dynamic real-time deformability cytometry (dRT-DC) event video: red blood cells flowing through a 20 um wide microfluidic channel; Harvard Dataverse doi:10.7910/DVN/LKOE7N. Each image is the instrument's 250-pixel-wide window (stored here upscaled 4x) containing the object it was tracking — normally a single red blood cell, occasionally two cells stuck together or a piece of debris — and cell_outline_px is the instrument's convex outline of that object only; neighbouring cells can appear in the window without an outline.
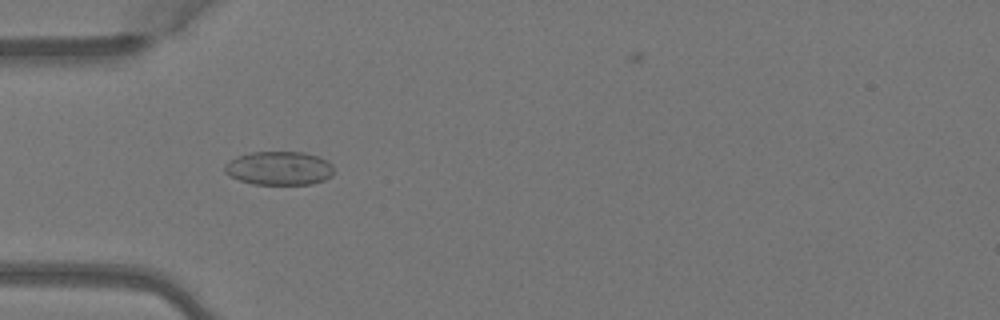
{"species": "Egyptian fruit bat (a non-hibernating species)", "species_latin": "Rousettus aegyptiacus", "temperature_condition": "warm", "stored_images_in_passage": 5, "camera_frame_rate_fps": 3000, "um_per_image_px": 0.085, "animal": {"sex": "female"}, "frame": {"image": 1, "passage_image": 4, "time_ms": 1.0, "image_size_px": [1000, 320], "cell_outline_px": [[336, 172], [332, 176], [324, 180], [312, 184], [252, 184], [240, 180], [224, 172], [224, 164], [228, 160], [236, 156], [252, 152], [304, 152], [320, 156], [328, 160], [332, 164]], "centroid_in_image_um": [23.76, 14.29], "position_along_channel_um": 61.2, "area_um2": 21.79}}
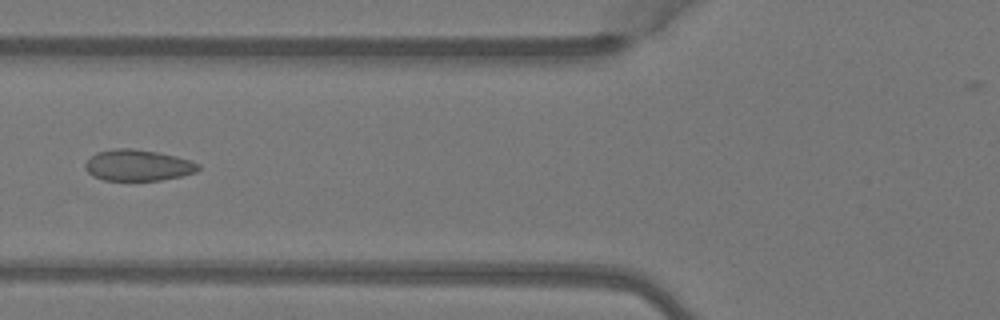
{"frame": {"image": 2, "passage_image": 5, "time_ms": 1.333, "image_size_px": [1000, 320], "cell_outline_px": [[200, 168], [196, 172], [180, 176], [160, 180], [104, 180], [92, 176], [84, 168], [84, 164], [96, 152], [112, 148], [132, 148], [156, 152], [176, 156], [192, 160], [200, 164]], "centroid_in_image_um": [11.72, 14.04], "position_along_channel_um": 114.1, "area_um2": 20.63}}